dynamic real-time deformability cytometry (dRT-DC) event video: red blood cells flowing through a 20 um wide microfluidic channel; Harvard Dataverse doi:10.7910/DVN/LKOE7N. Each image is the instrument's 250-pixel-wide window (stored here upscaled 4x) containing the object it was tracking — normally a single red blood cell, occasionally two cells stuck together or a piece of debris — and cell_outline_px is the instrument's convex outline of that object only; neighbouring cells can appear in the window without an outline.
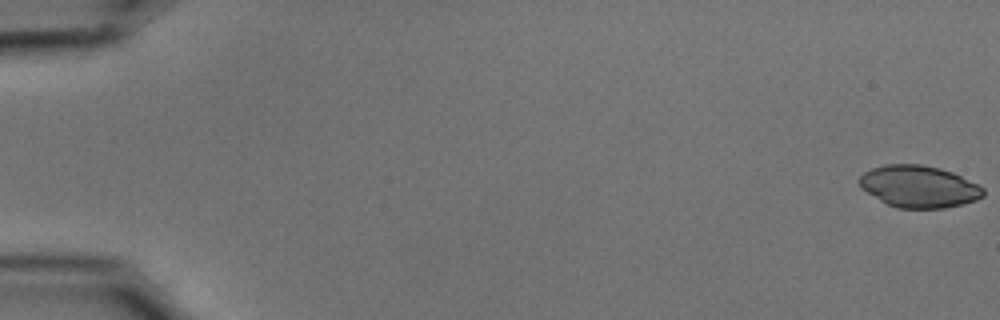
{"species": "common noctule bat (a hibernating species)", "species_latin": "Nyctalus noctula", "temperature_condition": "cold", "stored_images_in_passage": 55, "camera_frame_rate_fps": 3000, "um_per_image_px": 0.085, "animal": {"sex": "male", "body_mass_g": 15.6}, "frame": {"image": 1, "passage_image": 1, "time_ms": 0.0, "image_size_px": [1000, 320], "cell_outline_px": [[984, 196], [976, 200], [944, 208], [896, 208], [880, 200], [860, 188], [860, 176], [864, 172], [872, 168], [884, 164], [920, 164], [940, 168], [952, 172], [984, 188]], "centroid_in_image_um": [78.09, 15.85], "position_along_channel_um": 6.9, "area_um2": 30.11}}